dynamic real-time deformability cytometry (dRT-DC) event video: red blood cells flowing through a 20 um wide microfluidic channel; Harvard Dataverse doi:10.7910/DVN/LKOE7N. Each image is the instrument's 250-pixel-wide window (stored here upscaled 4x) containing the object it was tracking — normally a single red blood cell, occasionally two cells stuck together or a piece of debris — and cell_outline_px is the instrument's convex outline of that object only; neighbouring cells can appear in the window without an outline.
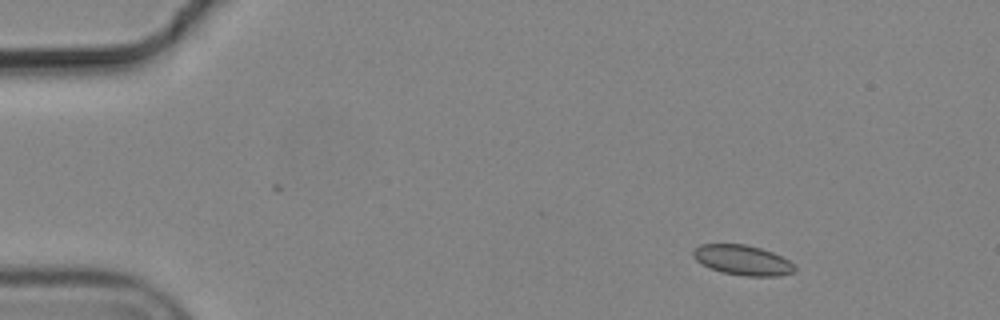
{"species": "common noctule bat (a hibernating species)", "species_latin": "Nyctalus noctula", "temperature_condition": "cold", "stored_images_in_passage": 3, "camera_frame_rate_fps": 3000, "um_per_image_px": 0.085, "animal": {"sex": "male", "body_mass_g": 19.2, "forearm_length_mm": 51.8}, "frame": {"image": 1, "passage_image": 1, "time_ms": 0.0, "image_size_px": [1000, 320], "cell_outline_px": [[796, 272], [780, 276], [744, 276], [720, 272], [696, 260], [692, 256], [692, 252], [700, 244], [744, 244], [760, 248], [772, 252], [796, 264]], "centroid_in_image_um": [63.16, 22.12], "position_along_channel_um": 21.8, "area_um2": 17.8}}